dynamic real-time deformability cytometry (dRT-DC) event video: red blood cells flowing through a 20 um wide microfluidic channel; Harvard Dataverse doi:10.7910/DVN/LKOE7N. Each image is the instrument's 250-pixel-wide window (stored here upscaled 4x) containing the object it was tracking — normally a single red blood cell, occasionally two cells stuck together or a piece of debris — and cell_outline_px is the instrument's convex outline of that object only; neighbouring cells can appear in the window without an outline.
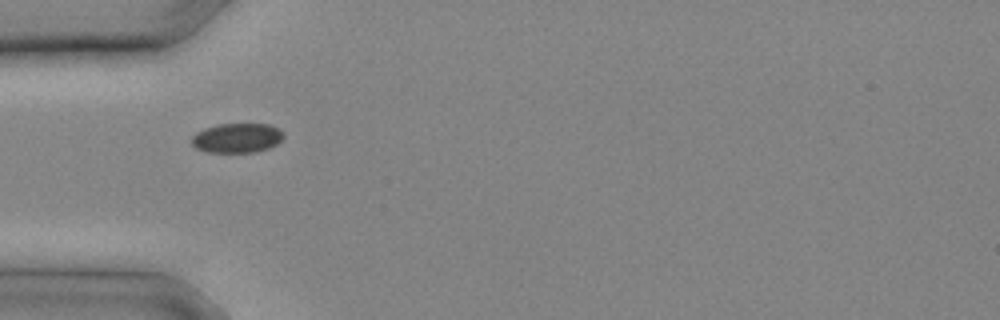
{"species": "common noctule bat (a hibernating species)", "species_latin": "Nyctalus noctula", "temperature_condition": "cold", "stored_images_in_passage": 4, "camera_frame_rate_fps": 3000, "um_per_image_px": 0.085, "animal": {"sex": "male", "body_mass_g": 20.4}, "frame": {"image": 1, "passage_image": 1, "time_ms": 0.0, "image_size_px": [1000, 320], "cell_outline_px": [[284, 136], [276, 144], [268, 148], [256, 152], [204, 152], [196, 148], [192, 144], [192, 136], [196, 132], [204, 128], [220, 124], [268, 124], [280, 128], [284, 132]], "centroid_in_image_um": [20.15, 11.72], "position_along_channel_um": 64.9, "area_um2": 15.9}}
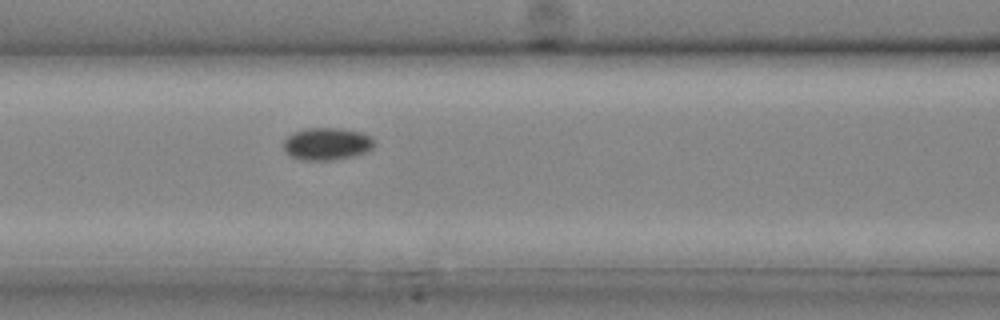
{"frame": {"image": 2, "passage_image": 4, "time_ms": 1.0, "image_size_px": [1000, 320], "cell_outline_px": [[376, 144], [372, 148], [364, 152], [352, 156], [332, 160], [300, 160], [288, 156], [284, 152], [284, 140], [288, 136], [296, 132], [308, 128], [336, 128], [360, 132], [372, 136], [376, 140]], "centroid_in_image_um": [27.79, 12.24], "position_along_channel_um": 138.8, "area_um2": 17.17}}